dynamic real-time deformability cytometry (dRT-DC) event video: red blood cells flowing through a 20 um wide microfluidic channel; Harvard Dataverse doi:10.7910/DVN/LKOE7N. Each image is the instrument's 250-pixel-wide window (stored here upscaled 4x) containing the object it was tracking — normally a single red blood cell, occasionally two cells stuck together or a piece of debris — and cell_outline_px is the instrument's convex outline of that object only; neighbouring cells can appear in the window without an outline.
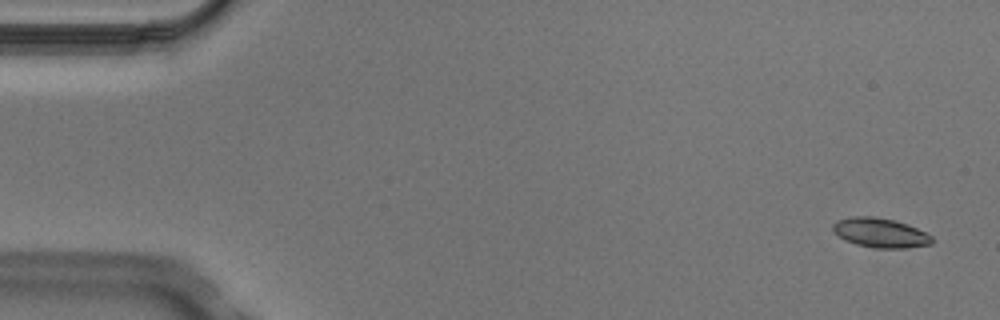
{"species": "Egyptian fruit bat (a non-hibernating species)", "species_latin": "Rousettus aegyptiacus", "temperature_condition": "cold", "stored_images_in_passage": 3, "camera_frame_rate_fps": 3000, "um_per_image_px": 0.085, "animal": {"sex": "male"}, "frame": {"image": 1, "passage_image": 1, "time_ms": 0.0, "image_size_px": [1000, 320], "cell_outline_px": [[932, 244], [904, 248], [876, 248], [856, 244], [844, 240], [832, 228], [832, 224], [836, 220], [848, 216], [872, 216], [892, 220], [916, 228], [932, 236]], "centroid_in_image_um": [74.78, 19.78], "position_along_channel_um": 10.2, "area_um2": 16.82}}
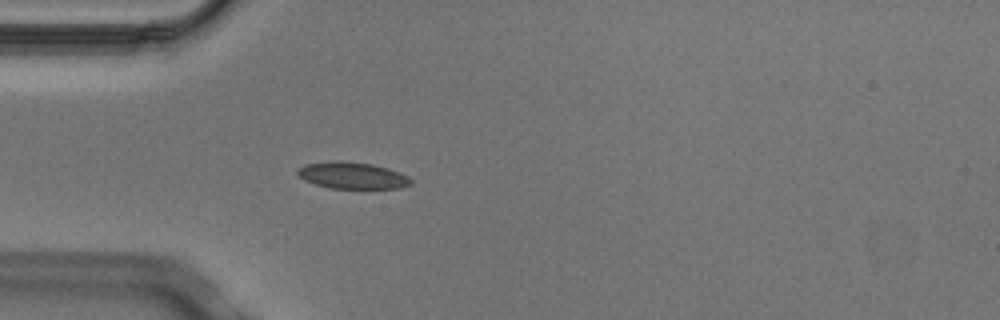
{"frame": {"image": 2, "passage_image": 3, "time_ms": 0.667, "image_size_px": [1000, 320], "cell_outline_px": [[412, 184], [400, 188], [332, 188], [316, 184], [304, 180], [296, 172], [296, 168], [304, 164], [332, 160], [340, 160], [372, 164], [388, 168], [400, 172], [408, 176], [412, 180]], "centroid_in_image_um": [29.94, 14.9], "position_along_channel_um": 55.1, "area_um2": 17.74}}